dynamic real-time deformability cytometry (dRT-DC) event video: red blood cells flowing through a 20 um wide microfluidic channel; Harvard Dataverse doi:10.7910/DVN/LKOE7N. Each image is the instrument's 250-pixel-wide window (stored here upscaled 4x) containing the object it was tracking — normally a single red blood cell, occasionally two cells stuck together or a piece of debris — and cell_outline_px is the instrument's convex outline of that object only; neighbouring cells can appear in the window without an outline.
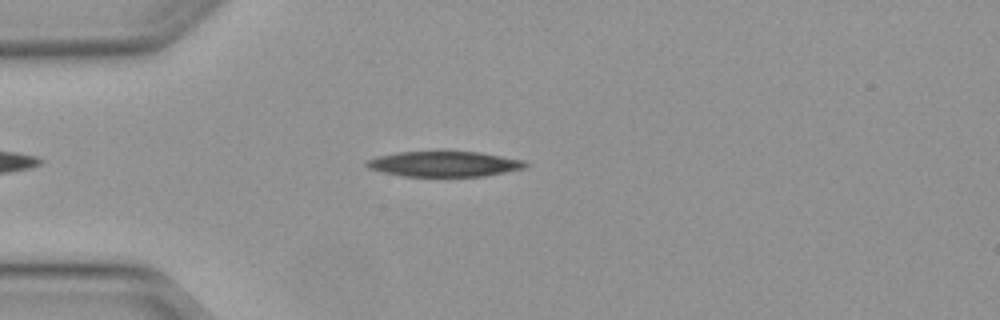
{"species": "Egyptian fruit bat (a non-hibernating species)", "species_latin": "Rousettus aegyptiacus", "temperature_condition": "warm", "stored_images_in_passage": 38, "camera_frame_rate_fps": 3000, "um_per_image_px": 0.085, "animal": {"sex": "female"}, "frame": {"image": 1, "passage_image": 6, "time_ms": 1.667, "image_size_px": [1000, 320], "cell_outline_px": [[528, 168], [484, 176], [404, 176], [384, 172], [368, 168], [364, 164], [368, 160], [380, 156], [400, 152], [440, 148], [448, 148], [480, 152], [524, 160], [528, 164]], "centroid_in_image_um": [37.81, 13.88], "position_along_channel_um": 47.2, "area_um2": 24.51}}
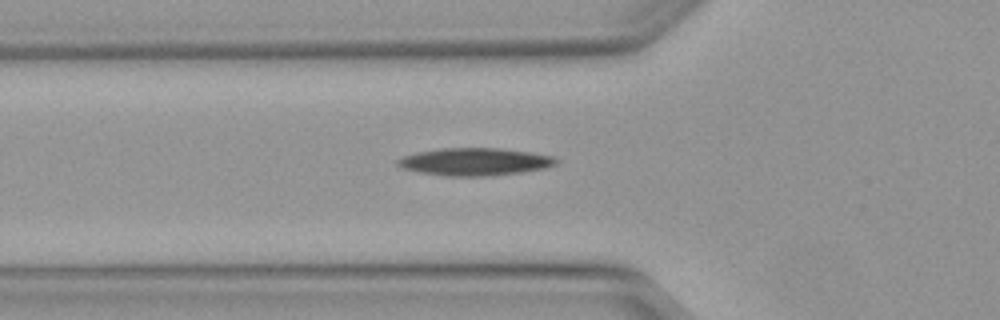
{"frame": {"image": 2, "passage_image": 10, "time_ms": 3.0, "image_size_px": [1000, 320], "cell_outline_px": [[560, 160], [556, 164], [544, 168], [520, 172], [484, 176], [448, 176], [420, 172], [404, 168], [396, 164], [396, 160], [404, 156], [416, 152], [440, 148], [496, 148], [528, 152], [552, 156]], "centroid_in_image_um": [40.34, 13.74], "position_along_channel_um": 85.5, "area_um2": 25.14}}
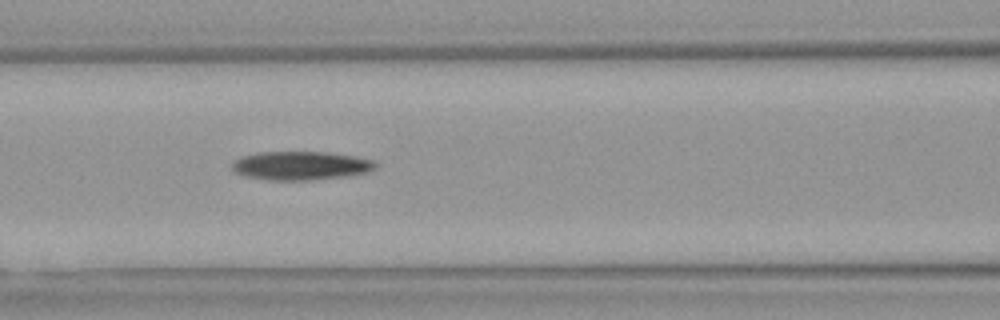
{"frame": {"image": 3, "passage_image": 14, "time_ms": 4.333, "image_size_px": [1000, 320], "cell_outline_px": [[376, 168], [368, 172], [348, 176], [312, 180], [268, 180], [244, 176], [236, 172], [232, 168], [232, 160], [240, 156], [256, 152], [328, 152], [352, 156], [372, 160], [376, 164]], "centroid_in_image_um": [25.52, 14.08], "position_along_channel_um": 141.1, "area_um2": 24.1}, "authors_computed_cell_mechanics": {"area_um2": 24.1026, "velocity_mm_per_s": 4.1122, "shape_relaxation_time_tau1_ms": 9.2732, "shape_relaxation_time_tau2_ms": null, "deformation_change_tau1": 0.1845, "deformation_change_tau2": null}}